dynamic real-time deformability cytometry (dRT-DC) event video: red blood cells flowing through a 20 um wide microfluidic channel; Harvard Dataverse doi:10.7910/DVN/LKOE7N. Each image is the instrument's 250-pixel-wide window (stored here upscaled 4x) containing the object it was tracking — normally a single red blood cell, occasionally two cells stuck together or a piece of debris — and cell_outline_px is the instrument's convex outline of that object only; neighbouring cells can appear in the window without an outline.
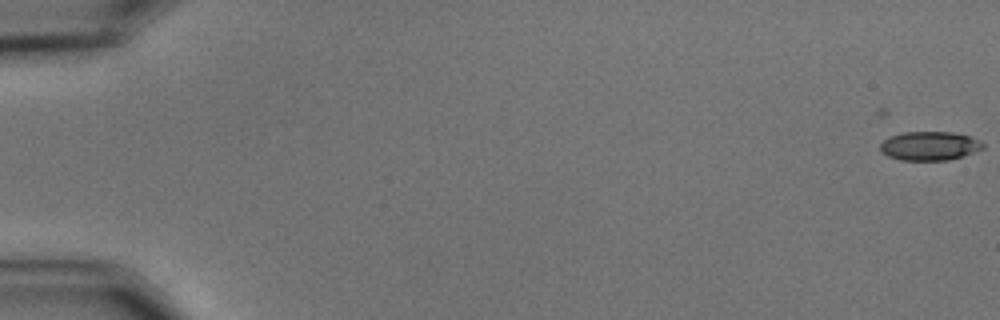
{"species": "common noctule bat (a hibernating species)", "species_latin": "Nyctalus noctula", "temperature_condition": "cold", "stored_images_in_passage": 58, "camera_frame_rate_fps": 3000, "um_per_image_px": 0.085, "animal": {"sex": "male", "body_mass_g": 15.6}, "frame": {"image": 1, "passage_image": 1, "time_ms": 0.0, "image_size_px": [1000, 320], "cell_outline_px": [[984, 148], [964, 156], [948, 160], [900, 160], [888, 156], [880, 152], [880, 144], [884, 140], [892, 136], [904, 132], [952, 132], [968, 136], [980, 140], [984, 144]], "centroid_in_image_um": [79.02, 12.41], "position_along_channel_um": 6.0, "area_um2": 17.28}}
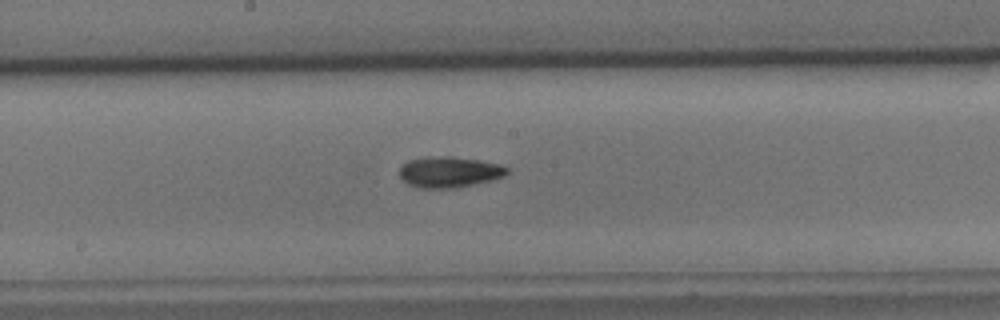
{"frame": {"image": 2, "passage_image": 32, "time_ms": 10.333, "image_size_px": [1000, 320], "cell_outline_px": [[508, 172], [504, 176], [492, 180], [456, 188], [420, 188], [408, 184], [400, 176], [400, 168], [408, 160], [432, 156], [452, 156], [480, 160], [500, 164], [508, 168]], "centroid_in_image_um": [38.21, 14.62], "position_along_channel_um": 210.0, "area_um2": 19.36}}
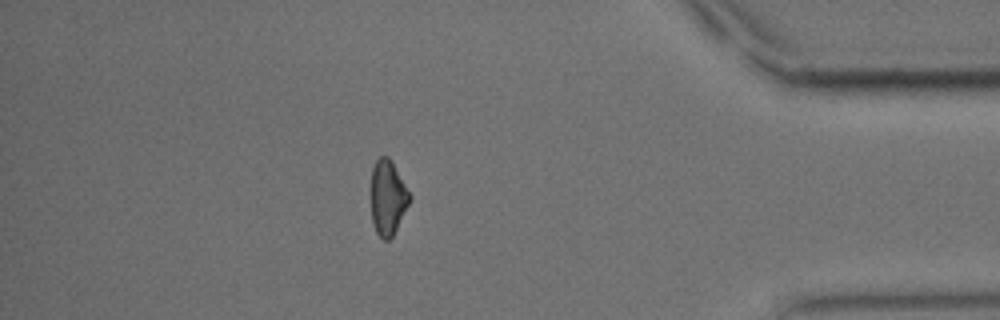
{"frame": {"image": 3, "passage_image": 51, "time_ms": 16.667, "image_size_px": [1000, 320], "cell_outline_px": [[412, 196], [392, 236], [388, 240], [384, 240], [376, 232], [372, 220], [372, 168], [376, 160], [380, 156], [388, 156], [392, 160]], "centroid_in_image_um": [32.97, 16.75], "position_along_channel_um": 402.2, "area_um2": 16.59}, "authors_computed_cell_mechanics": {"area_um2": 18.2648, "velocity_mm_per_s": 3.5652, "shape_relaxation_time_tau1_ms": 6.0458, "shape_relaxation_time_tau2_ms": 4.7118, "deformation_change_tau1": 0.1335, "deformation_change_tau2": 0.1158}}